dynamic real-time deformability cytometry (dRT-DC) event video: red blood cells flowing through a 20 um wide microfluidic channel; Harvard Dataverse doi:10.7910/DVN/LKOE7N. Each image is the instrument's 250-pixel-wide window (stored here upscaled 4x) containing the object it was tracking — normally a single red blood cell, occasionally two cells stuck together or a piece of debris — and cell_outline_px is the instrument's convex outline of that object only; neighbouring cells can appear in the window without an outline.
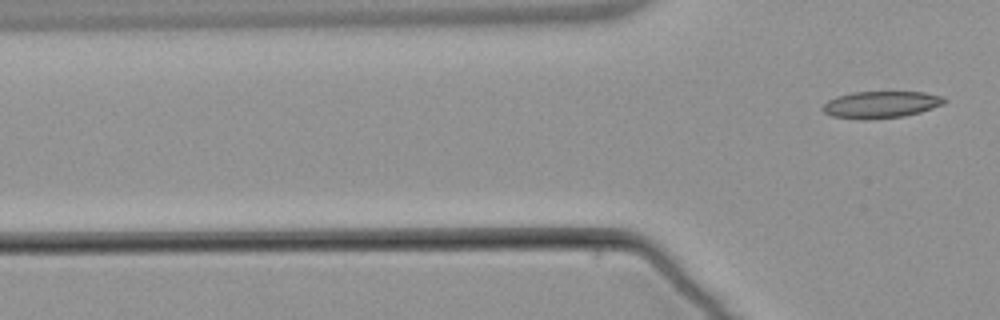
{"species": "common noctule bat (a hibernating species)", "species_latin": "Nyctalus noctula", "temperature_condition": "warm", "stored_images_in_passage": 4, "camera_frame_rate_fps": 3000, "um_per_image_px": 0.085, "animal": {"sex": "male", "body_mass_g": 21.5, "forearm_length_mm": 52.0}, "frame": {"image": 1, "passage_image": 4, "time_ms": 7.333, "image_size_px": [1000, 320], "cell_outline_px": [[948, 100], [944, 104], [920, 112], [904, 116], [864, 120], [860, 120], [832, 116], [824, 112], [820, 108], [828, 100], [836, 96], [852, 92], [924, 92], [944, 96]], "centroid_in_image_um": [74.87, 8.89], "position_along_channel_um": 50.9, "area_um2": 19.25}}